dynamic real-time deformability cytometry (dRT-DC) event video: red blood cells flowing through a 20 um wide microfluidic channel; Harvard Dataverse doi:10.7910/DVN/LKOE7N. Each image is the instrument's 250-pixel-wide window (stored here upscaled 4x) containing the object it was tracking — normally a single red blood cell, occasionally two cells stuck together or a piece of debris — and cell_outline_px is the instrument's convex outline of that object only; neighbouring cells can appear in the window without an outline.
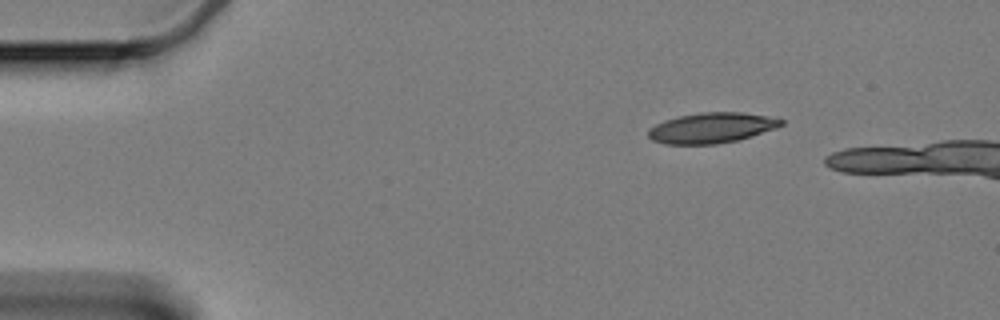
{"species": "Egyptian fruit bat (a non-hibernating species)", "species_latin": "Rousettus aegyptiacus", "temperature_condition": "cold", "stored_images_in_passage": 45, "camera_frame_rate_fps": 3000, "um_per_image_px": 0.085, "animal": {"sex": "female"}, "frame": {"image": 1, "passage_image": 1, "time_ms": 0.0, "image_size_px": [1000, 320], "cell_outline_px": [[784, 124], [776, 128], [736, 140], [716, 144], [664, 144], [652, 140], [648, 136], [648, 128], [664, 120], [680, 116], [700, 112], [740, 112], [768, 116], [784, 120]], "centroid_in_image_um": [60.46, 10.86], "position_along_channel_um": 24.5, "area_um2": 23.41}}
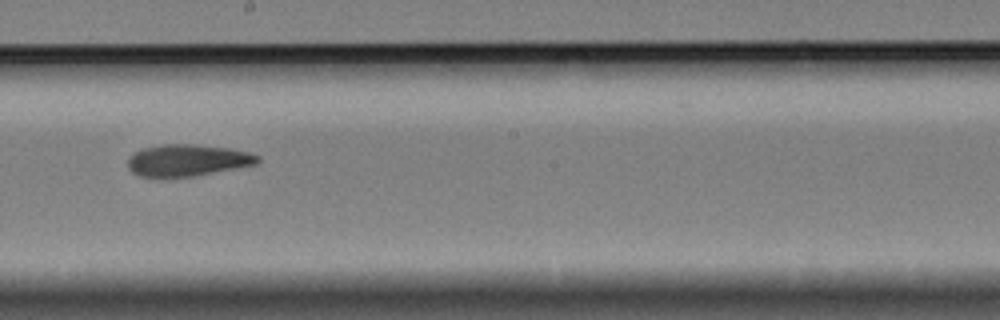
{"frame": {"image": 2, "passage_image": 26, "time_ms": 8.333, "image_size_px": [1000, 320], "cell_outline_px": [[260, 160], [256, 164], [192, 176], [140, 176], [132, 172], [128, 168], [128, 156], [144, 148], [164, 144], [196, 144], [228, 148], [248, 152], [260, 156]], "centroid_in_image_um": [15.93, 13.61], "position_along_channel_um": 232.3, "area_um2": 23.64}}
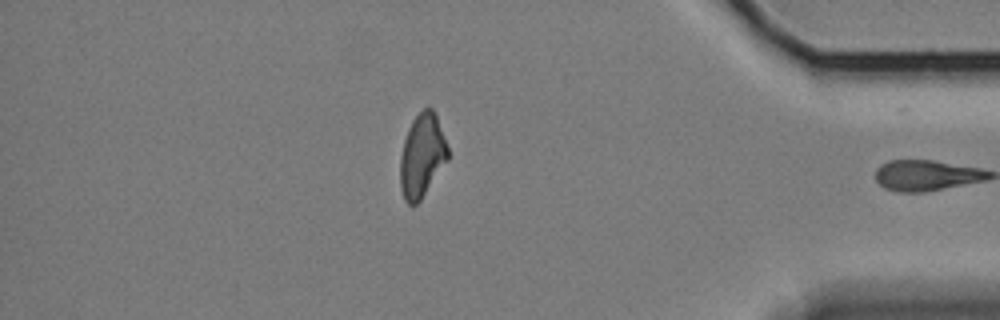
{"frame": {"image": 3, "passage_image": 44, "time_ms": 14.333, "image_size_px": [1000, 320], "cell_outline_px": [[448, 160], [420, 200], [416, 204], [408, 204], [404, 200], [400, 188], [400, 156], [404, 140], [408, 128], [412, 120], [424, 108], [432, 108], [436, 116], [448, 148]], "centroid_in_image_um": [35.85, 13.25], "position_along_channel_um": 399.3, "area_um2": 22.95}, "authors_computed_cell_mechanics": {"area_um2": 24.0448, "velocity_mm_per_s": 3.331, "shape_relaxation_time_tau1_ms": null, "shape_relaxation_time_tau2_ms": 7.7624, "deformation_change_tau1": null, "deformation_change_tau2": 0.1701}}